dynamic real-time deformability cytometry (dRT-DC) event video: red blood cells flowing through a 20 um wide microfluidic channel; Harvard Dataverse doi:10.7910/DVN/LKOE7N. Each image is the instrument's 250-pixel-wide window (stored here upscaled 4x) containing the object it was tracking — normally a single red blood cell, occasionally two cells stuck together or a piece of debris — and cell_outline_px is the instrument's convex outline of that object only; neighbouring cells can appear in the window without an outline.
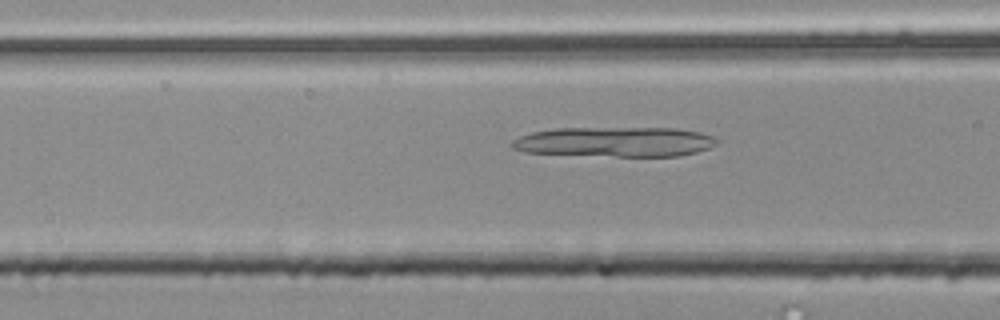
{"species": "common noctule bat (a hibernating species)", "species_latin": "Nyctalus noctula", "temperature_condition": "room temperature", "stored_images_in_passage": 36, "camera_frame_rate_fps": 3000, "um_per_image_px": 0.085, "animal": {"sex": "male", "body_mass_g": 20.4}, "frame": {"image": 1, "passage_image": 9, "time_ms": 2.667, "image_size_px": [1000, 320], "cell_outline_px": [[720, 140], [716, 144], [708, 148], [696, 152], [676, 156], [616, 156], [524, 152], [512, 148], [512, 140], [520, 136], [532, 132], [556, 128], [676, 128], [700, 132], [716, 136]], "centroid_in_image_um": [52.31, 12.05], "position_along_channel_um": 114.3, "area_um2": 35.66}}
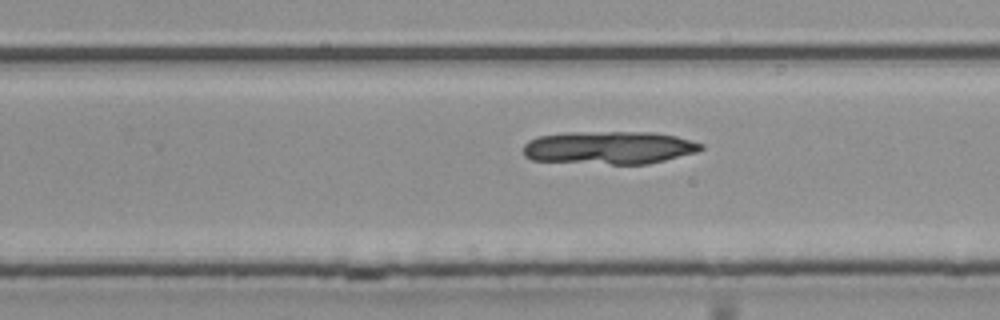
{"frame": {"image": 2, "passage_image": 22, "time_ms": 7.0, "image_size_px": [1000, 320], "cell_outline_px": [[704, 148], [696, 152], [648, 164], [612, 164], [532, 160], [524, 156], [524, 144], [528, 140], [540, 136], [564, 132], [656, 132], [676, 136], [704, 144]], "centroid_in_image_um": [51.78, 12.54], "position_along_channel_um": 278.0, "area_um2": 34.16}}
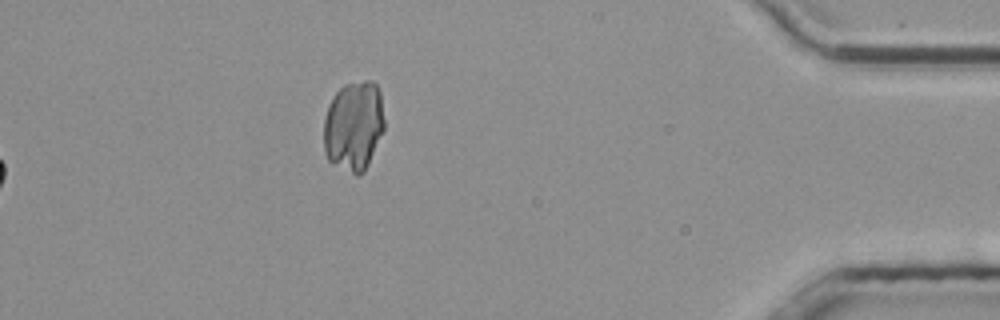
{"frame": {"image": 3, "passage_image": 36, "time_ms": 11.667, "image_size_px": [1000, 320], "cell_outline_px": [[384, 128], [368, 164], [364, 172], [360, 176], [356, 176], [332, 164], [328, 160], [324, 152], [324, 116], [328, 104], [332, 96], [344, 84], [364, 80], [372, 80], [376, 84], [380, 92], [384, 120]], "centroid_in_image_um": [30.04, 10.7], "position_along_channel_um": 405.2, "area_um2": 32.19}}